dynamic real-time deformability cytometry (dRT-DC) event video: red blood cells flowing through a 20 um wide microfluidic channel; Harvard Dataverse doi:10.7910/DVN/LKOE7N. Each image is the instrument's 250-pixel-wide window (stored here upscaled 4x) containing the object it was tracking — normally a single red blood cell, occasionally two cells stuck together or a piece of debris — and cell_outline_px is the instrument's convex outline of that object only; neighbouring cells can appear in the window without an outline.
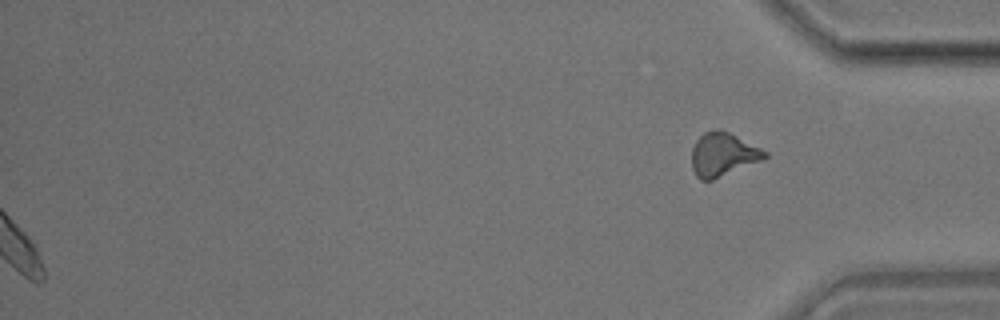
{"species": "common noctule bat (a hibernating species)", "species_latin": "Nyctalus noctula", "temperature_condition": "room temperature", "stored_images_in_passage": 27, "segment_of_instrument_passage": [2, 2], "camera_frame_rate_fps": 3000, "um_per_image_px": 0.085, "animal": {"sex": "male", "body_mass_g": 17.9}, "frame": {"image": 1, "passage_image": 27, "time_ms": 8.667, "image_size_px": [1000, 320], "cell_outline_px": [[768, 156], [764, 160], [712, 180], [700, 180], [696, 176], [692, 168], [692, 148], [696, 140], [704, 132], [720, 128], [768, 152]], "centroid_in_image_um": [61.45, 13.14], "position_along_channel_um": 373.8, "area_um2": 18.55}}